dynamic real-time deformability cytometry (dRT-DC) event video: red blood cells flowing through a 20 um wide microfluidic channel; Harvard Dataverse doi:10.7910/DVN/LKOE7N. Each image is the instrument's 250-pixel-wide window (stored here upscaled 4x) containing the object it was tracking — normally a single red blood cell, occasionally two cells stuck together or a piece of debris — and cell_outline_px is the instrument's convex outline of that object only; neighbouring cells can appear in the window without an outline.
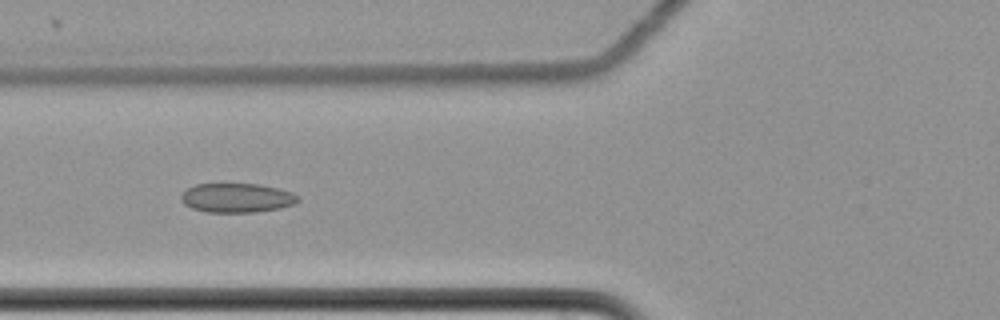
{"species": "common noctule bat (a hibernating species)", "species_latin": "Nyctalus noctula", "temperature_condition": "cold", "stored_images_in_passage": 8, "camera_frame_rate_fps": 3000, "um_per_image_px": 0.085, "animal": {"sex": "female", "body_mass_g": 22.7, "forearm_length_mm": 54.2}, "frame": {"image": 1, "passage_image": 4, "time_ms": 1.0, "image_size_px": [1000, 320], "cell_outline_px": [[300, 200], [296, 204], [280, 208], [256, 212], [208, 212], [192, 208], [184, 204], [180, 200], [180, 196], [188, 188], [196, 184], [260, 184], [292, 192], [300, 196]], "centroid_in_image_um": [20.16, 16.82], "position_along_channel_um": 105.6, "area_um2": 20.0}}
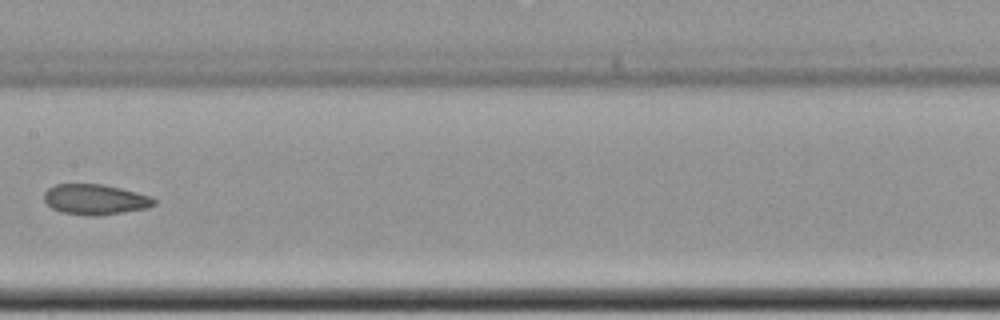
{"frame": {"image": 2, "passage_image": 6, "time_ms": 1.667, "image_size_px": [1000, 320], "cell_outline_px": [[156, 204], [148, 208], [92, 216], [88, 216], [64, 212], [52, 208], [44, 200], [44, 192], [48, 188], [56, 184], [100, 184], [120, 188], [152, 196], [156, 200]], "centroid_in_image_um": [8.1, 16.94], "position_along_channel_um": 199.3, "area_um2": 19.31}}
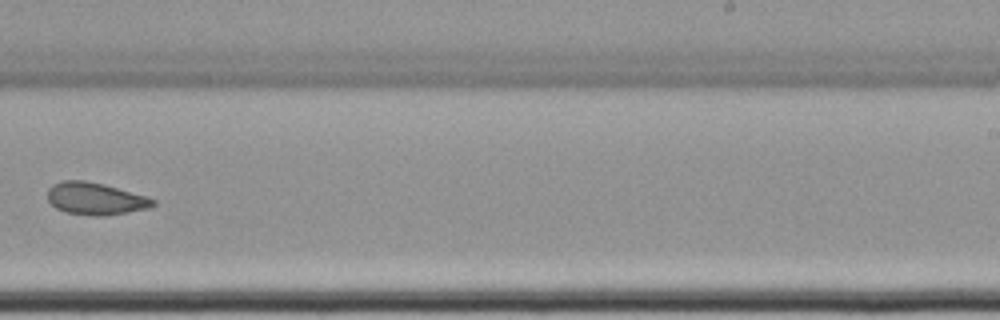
{"frame": {"image": 3, "passage_image": 8, "time_ms": 2.333, "image_size_px": [1000, 320], "cell_outline_px": [[156, 204], [148, 208], [128, 212], [104, 216], [92, 216], [64, 212], [56, 208], [48, 200], [48, 188], [52, 184], [60, 180], [84, 180], [104, 184], [148, 196], [156, 200]], "centroid_in_image_um": [8.11, 16.88], "position_along_channel_um": 280.9, "area_um2": 20.06}}